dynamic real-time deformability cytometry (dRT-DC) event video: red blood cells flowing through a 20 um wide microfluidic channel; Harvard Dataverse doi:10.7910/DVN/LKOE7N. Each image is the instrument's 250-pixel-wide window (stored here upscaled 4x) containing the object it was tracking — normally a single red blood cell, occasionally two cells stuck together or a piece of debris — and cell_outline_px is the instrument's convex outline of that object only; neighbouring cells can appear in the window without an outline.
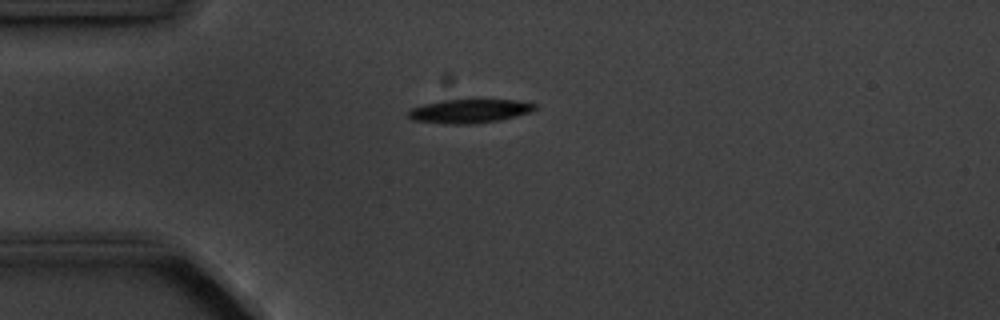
{"species": "common noctule bat (a hibernating species)", "species_latin": "Nyctalus noctula", "temperature_condition": "cold", "stored_images_in_passage": 7, "camera_frame_rate_fps": 3000, "um_per_image_px": 0.085, "animal": {"sex": "male", "body_mass_g": 20.1, "forearm_length_mm": 53.5}, "frame": {"image": 1, "passage_image": 1, "time_ms": 0.0, "image_size_px": [1000, 320], "cell_outline_px": [[536, 108], [532, 112], [500, 120], [472, 124], [444, 124], [412, 120], [408, 116], [408, 108], [440, 100], [472, 96], [520, 100], [536, 104]], "centroid_in_image_um": [39.92, 9.38], "position_along_channel_um": 45.1, "area_um2": 18.9}}
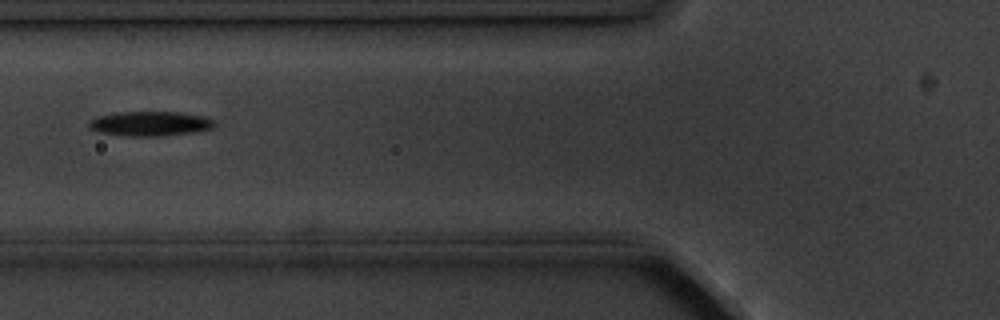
{"frame": {"image": 2, "passage_image": 3, "time_ms": 2.333, "image_size_px": [1000, 320], "cell_outline_px": [[216, 124], [212, 128], [196, 132], [160, 136], [128, 136], [96, 132], [88, 128], [88, 120], [96, 116], [116, 112], [180, 112], [204, 116], [212, 120]], "centroid_in_image_um": [12.7, 10.51], "position_along_channel_um": 113.1, "area_um2": 18.26}}